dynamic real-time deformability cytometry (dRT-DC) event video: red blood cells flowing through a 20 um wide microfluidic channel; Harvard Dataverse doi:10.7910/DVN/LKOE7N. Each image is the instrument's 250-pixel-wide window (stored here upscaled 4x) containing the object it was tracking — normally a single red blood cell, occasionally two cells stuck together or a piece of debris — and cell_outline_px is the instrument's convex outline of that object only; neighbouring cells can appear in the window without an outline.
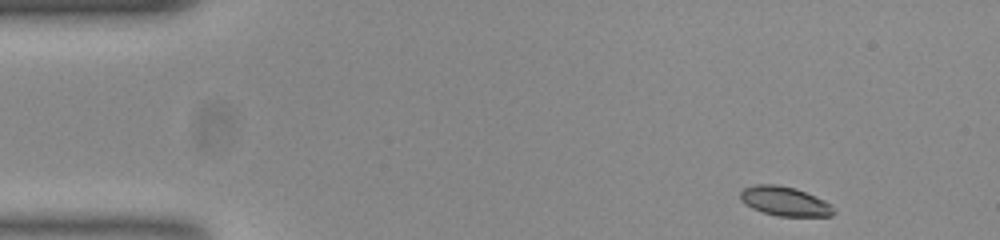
{"species": "common noctule bat (a hibernating species)", "species_latin": "Nyctalus noctula", "temperature_condition": "room temperature", "stored_images_in_passage": 49, "camera_frame_rate_fps": 3000, "um_per_image_px": 0.085, "animal": {"sex": "female", "body_mass_g": 23.0, "forearm_length_mm": 53.4}, "frame": {"image": 1, "passage_image": 1, "time_ms": 0.0, "image_size_px": [1000, 240], "cell_outline_px": [[836, 212], [832, 216], [780, 216], [764, 212], [752, 208], [740, 200], [740, 192], [744, 188], [756, 184], [776, 184], [796, 188], [824, 200], [832, 204]], "centroid_in_image_um": [66.73, 17.1], "position_along_channel_um": 18.3, "area_um2": 15.95}}
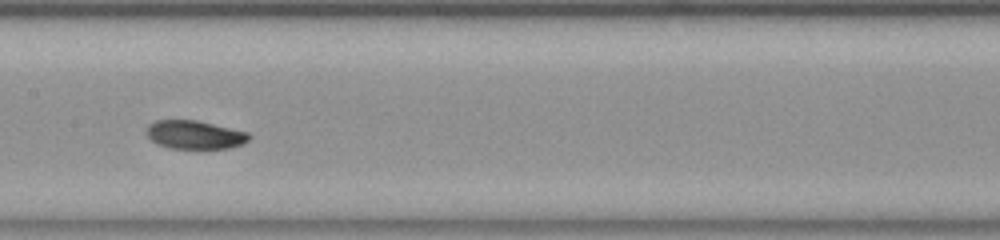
{"frame": {"image": 2, "passage_image": 22, "time_ms": 7.0, "image_size_px": [1000, 240], "cell_outline_px": [[248, 140], [240, 144], [228, 148], [168, 148], [156, 144], [148, 136], [148, 124], [156, 120], [196, 120], [248, 132]], "centroid_in_image_um": [16.51, 11.45], "position_along_channel_um": 190.9, "area_um2": 16.7}}
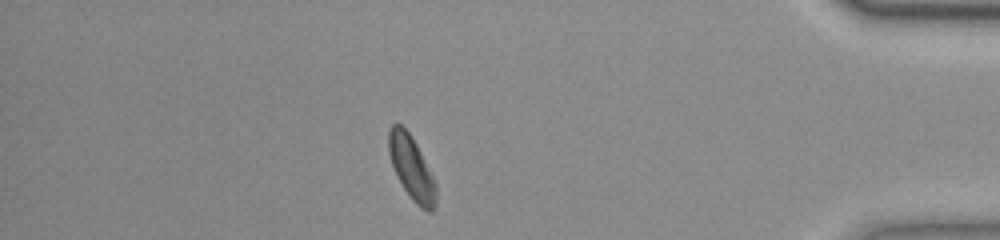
{"frame": {"image": 3, "passage_image": 42, "time_ms": 13.667, "image_size_px": [1000, 240], "cell_outline_px": [[436, 204], [432, 212], [428, 212], [420, 208], [412, 200], [404, 188], [392, 164], [388, 152], [388, 132], [392, 124], [400, 124], [408, 132], [416, 144], [436, 184]], "centroid_in_image_um": [34.98, 14.3], "position_along_channel_um": 400.2, "area_um2": 17.17}, "authors_computed_cell_mechanics": {"area_um2": 17.1666, "velocity_mm_per_s": 3.7842, "shape_relaxation_time_tau1_ms": null, "shape_relaxation_time_tau2_ms": 3.7413, "deformation_change_tau1": null, "deformation_change_tau2": 0.079}}